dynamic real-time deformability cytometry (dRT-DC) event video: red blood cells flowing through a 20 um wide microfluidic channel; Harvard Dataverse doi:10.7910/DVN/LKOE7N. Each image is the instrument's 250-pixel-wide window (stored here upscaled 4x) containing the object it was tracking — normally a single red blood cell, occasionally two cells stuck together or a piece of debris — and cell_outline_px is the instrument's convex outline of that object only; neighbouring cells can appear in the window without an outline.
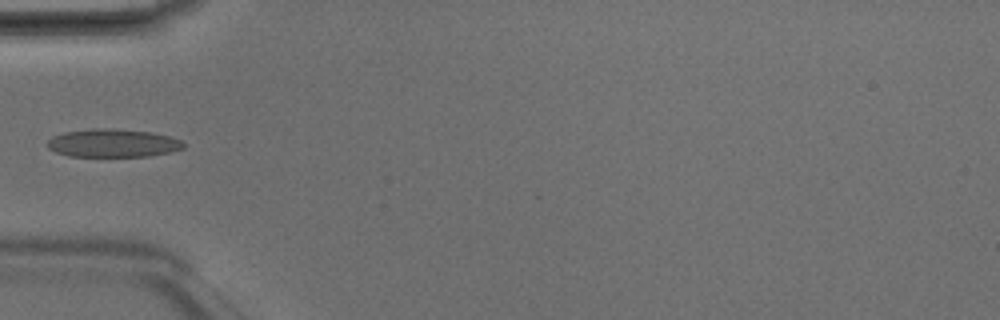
{"species": "Egyptian fruit bat (a non-hibernating species)", "species_latin": "Rousettus aegyptiacus", "temperature_condition": "room temperature", "stored_images_in_passage": 5, "camera_frame_rate_fps": 3000, "um_per_image_px": 0.085, "animal": {"sex": "male"}, "frame": {"image": 1, "passage_image": 5, "time_ms": 1.333, "image_size_px": [1000, 320], "cell_outline_px": [[184, 148], [168, 152], [148, 156], [68, 156], [56, 152], [48, 148], [44, 144], [52, 136], [64, 132], [92, 128], [112, 128], [152, 132], [168, 136], [180, 140], [184, 144]], "centroid_in_image_um": [9.53, 12.15], "position_along_channel_um": 75.5, "area_um2": 22.37}}